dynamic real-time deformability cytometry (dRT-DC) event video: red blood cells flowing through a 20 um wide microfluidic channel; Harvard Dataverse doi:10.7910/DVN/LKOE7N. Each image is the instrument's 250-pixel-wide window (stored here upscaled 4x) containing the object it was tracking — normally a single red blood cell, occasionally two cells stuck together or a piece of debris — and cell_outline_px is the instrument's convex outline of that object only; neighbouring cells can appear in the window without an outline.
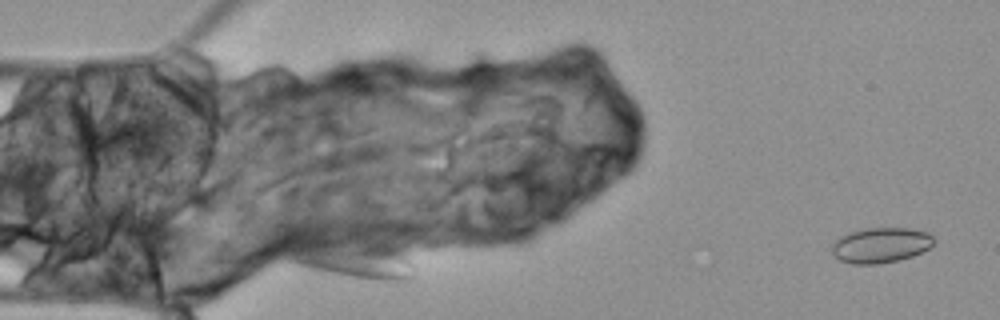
{"species": "Egyptian fruit bat (a non-hibernating species)", "species_latin": "Rousettus aegyptiacus", "temperature_condition": "cold", "stored_images_in_passage": 4, "camera_frame_rate_fps": 3000, "um_per_image_px": 0.085, "animal": {"sex": "female"}, "frame": {"image": 1, "passage_image": 1, "time_ms": 0.0, "image_size_px": [1000, 320], "cell_outline_px": [[936, 240], [928, 248], [912, 256], [900, 260], [880, 264], [852, 264], [840, 260], [832, 256], [832, 244], [840, 236], [848, 232], [864, 228], [908, 228], [928, 232]], "centroid_in_image_um": [74.83, 20.84], "position_along_channel_um": 10.2, "area_um2": 21.15}}